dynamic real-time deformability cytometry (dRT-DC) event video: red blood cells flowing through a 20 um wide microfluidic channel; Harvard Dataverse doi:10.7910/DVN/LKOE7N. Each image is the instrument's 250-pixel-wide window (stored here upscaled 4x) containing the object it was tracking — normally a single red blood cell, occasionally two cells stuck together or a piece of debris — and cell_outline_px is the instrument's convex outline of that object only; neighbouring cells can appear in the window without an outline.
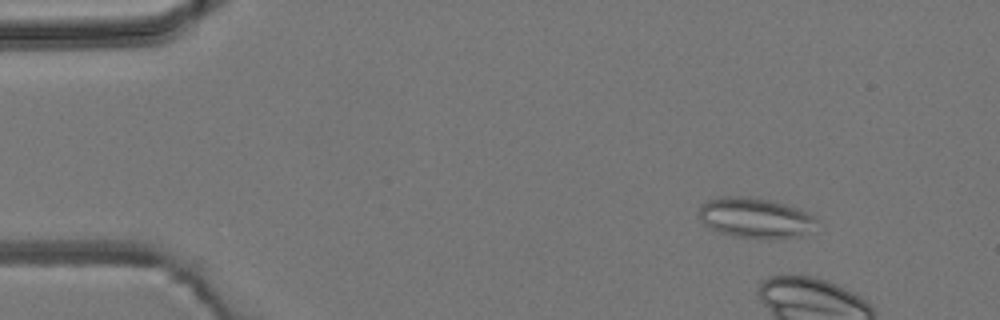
{"species": "common noctule bat (a hibernating species)", "species_latin": "Nyctalus noctula", "temperature_condition": "room temperature", "stored_images_in_passage": 5, "camera_frame_rate_fps": 3000, "um_per_image_px": 0.085, "animal": {"sex": "male", "body_mass_g": 19.2, "forearm_length_mm": 51.8}, "frame": {"image": 1, "passage_image": 2, "time_ms": 1.0, "image_size_px": [1000, 320], "cell_outline_px": [[820, 220], [816, 232], [800, 236], [736, 236], [716, 232], [708, 228], [704, 224], [700, 216], [700, 204], [708, 200], [720, 196], [748, 196], [768, 200], [800, 208], [816, 216]], "centroid_in_image_um": [64.27, 18.49], "position_along_channel_um": 20.7, "area_um2": 27.63}}
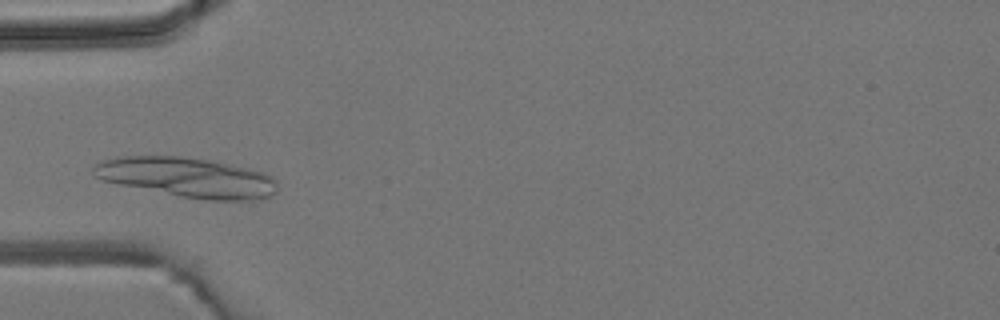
{"frame": {"image": 2, "passage_image": 5, "time_ms": 5.333, "image_size_px": [1000, 320], "cell_outline_px": [[276, 192], [260, 200], [208, 200], [180, 196], [100, 180], [92, 176], [92, 168], [100, 160], [116, 156], [180, 156], [208, 160], [264, 172], [272, 176], [276, 180]], "centroid_in_image_um": [15.86, 15.07], "position_along_channel_um": 69.1, "area_um2": 42.6}}